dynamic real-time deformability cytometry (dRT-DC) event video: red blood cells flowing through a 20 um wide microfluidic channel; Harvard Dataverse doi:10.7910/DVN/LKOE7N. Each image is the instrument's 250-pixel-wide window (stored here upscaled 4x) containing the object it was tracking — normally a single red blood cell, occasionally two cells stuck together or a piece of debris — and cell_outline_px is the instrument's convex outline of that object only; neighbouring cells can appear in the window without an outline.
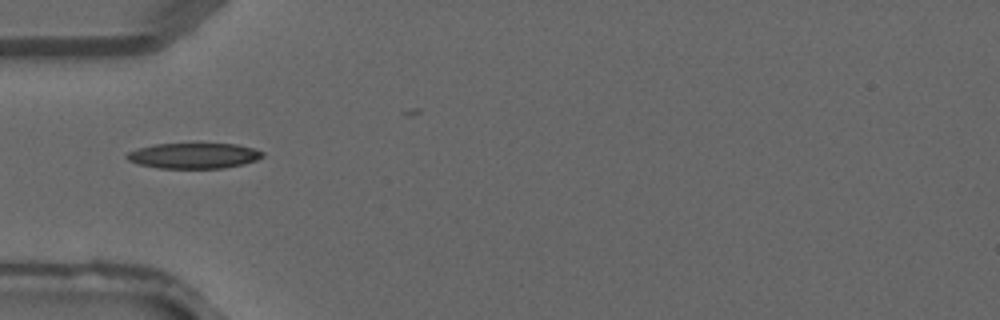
{"species": "common noctule bat (a hibernating species)", "species_latin": "Nyctalus noctula", "temperature_condition": "warm", "stored_images_in_passage": 19, "camera_frame_rate_fps": 3000, "um_per_image_px": 0.085, "animal": {"sex": "male", "forearm_length_mm": 52.5}, "frame": {"image": 1, "passage_image": 1, "time_ms": 0.0, "image_size_px": [1000, 320], "cell_outline_px": [[264, 156], [256, 160], [244, 164], [224, 168], [160, 168], [140, 164], [128, 160], [124, 156], [128, 152], [140, 148], [156, 144], [236, 144], [252, 148], [264, 152]], "centroid_in_image_um": [16.5, 13.24], "position_along_channel_um": 68.5, "area_um2": 20.0}}
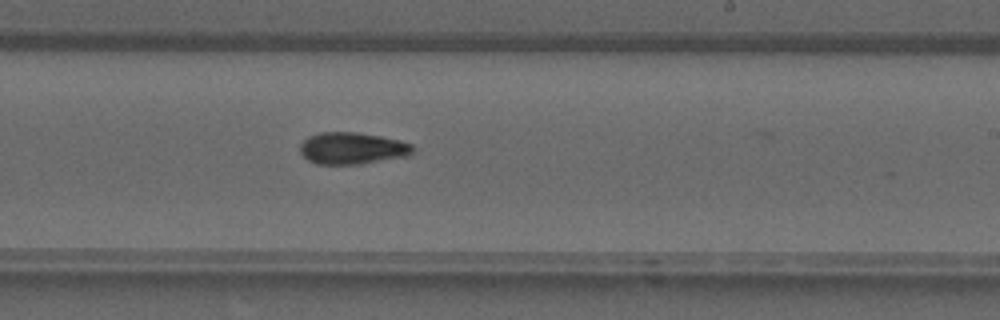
{"frame": {"image": 2, "passage_image": 12, "time_ms": 3.667, "image_size_px": [1000, 320], "cell_outline_px": [[416, 148], [408, 156], [356, 164], [316, 164], [308, 160], [300, 152], [300, 144], [308, 136], [320, 132], [356, 132], [380, 136], [400, 140], [412, 144]], "centroid_in_image_um": [29.94, 12.59], "position_along_channel_um": 259.1, "area_um2": 20.92}}
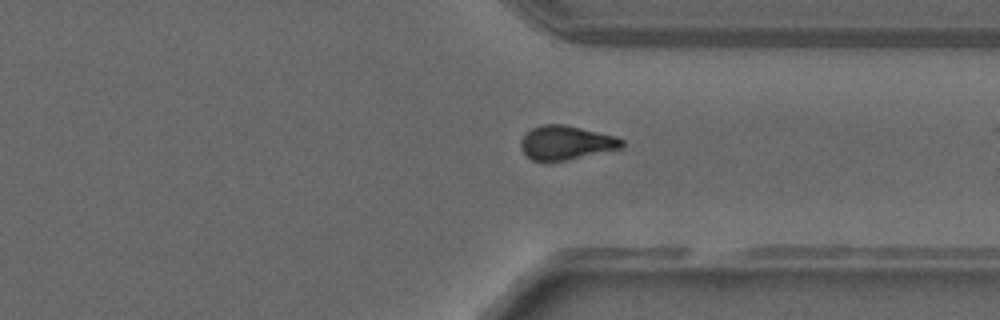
{"frame": {"image": 3, "passage_image": 18, "time_ms": 5.667, "image_size_px": [1000, 320], "cell_outline_px": [[624, 148], [564, 160], [532, 160], [520, 148], [520, 140], [532, 128], [544, 124], [564, 124], [616, 136], [624, 140]], "centroid_in_image_um": [48.15, 12.11], "position_along_channel_um": 363.3, "area_um2": 19.83}}